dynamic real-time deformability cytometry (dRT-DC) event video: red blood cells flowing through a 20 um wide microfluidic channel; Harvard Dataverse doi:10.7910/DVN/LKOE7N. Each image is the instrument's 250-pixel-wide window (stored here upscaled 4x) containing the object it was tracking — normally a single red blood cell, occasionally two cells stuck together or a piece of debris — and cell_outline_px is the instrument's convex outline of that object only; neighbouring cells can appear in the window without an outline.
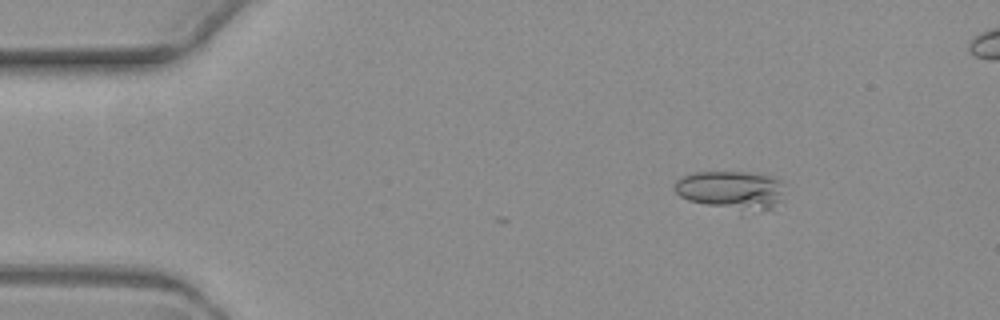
{"species": "common noctule bat (a hibernating species)", "species_latin": "Nyctalus noctula", "temperature_condition": "warm", "stored_images_in_passage": 9, "camera_frame_rate_fps": 3000, "um_per_image_px": 0.085, "animal": {"sex": "female", "body_mass_g": 19.3, "forearm_length_mm": 54.1}, "frame": {"image": 1, "passage_image": 2, "time_ms": 2.0, "image_size_px": [1000, 320], "cell_outline_px": [[784, 200], [772, 208], [740, 212], [688, 200], [680, 196], [672, 188], [676, 180], [684, 176], [696, 172], [748, 172], [776, 176], [784, 180]], "centroid_in_image_um": [62.23, 16.15], "position_along_channel_um": 22.8, "area_um2": 25.37}}